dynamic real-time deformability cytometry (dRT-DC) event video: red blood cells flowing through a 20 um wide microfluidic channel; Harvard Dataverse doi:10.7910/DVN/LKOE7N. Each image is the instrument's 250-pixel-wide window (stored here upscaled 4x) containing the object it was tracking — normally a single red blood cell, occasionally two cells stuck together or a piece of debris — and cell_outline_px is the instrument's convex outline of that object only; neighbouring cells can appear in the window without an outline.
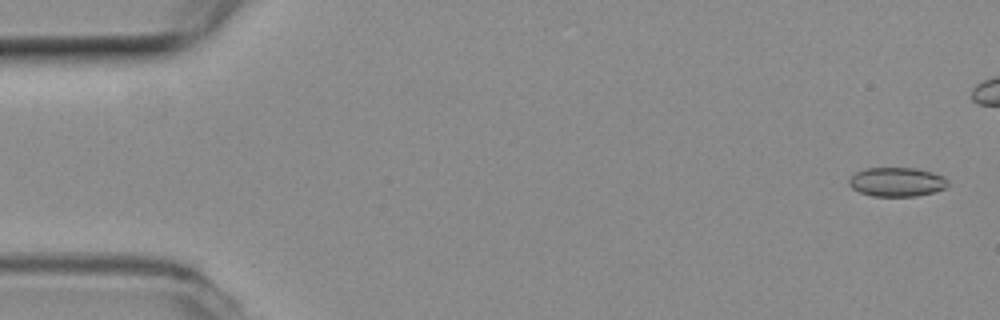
{"species": "common noctule bat (a hibernating species)", "species_latin": "Nyctalus noctula", "temperature_condition": "room temperature", "stored_images_in_passage": 54, "camera_frame_rate_fps": 3000, "um_per_image_px": 0.085, "animal": {"sex": "female", "body_mass_g": 19.3, "forearm_length_mm": 54.1}, "frame": {"image": 1, "passage_image": 2, "time_ms": 0.333, "image_size_px": [1000, 320], "cell_outline_px": [[948, 184], [944, 188], [932, 192], [916, 196], [872, 196], [860, 192], [852, 188], [848, 184], [848, 180], [856, 172], [864, 168], [916, 168], [932, 172], [944, 176], [948, 180]], "centroid_in_image_um": [76.21, 15.46], "position_along_channel_um": 8.8, "area_um2": 16.76}}
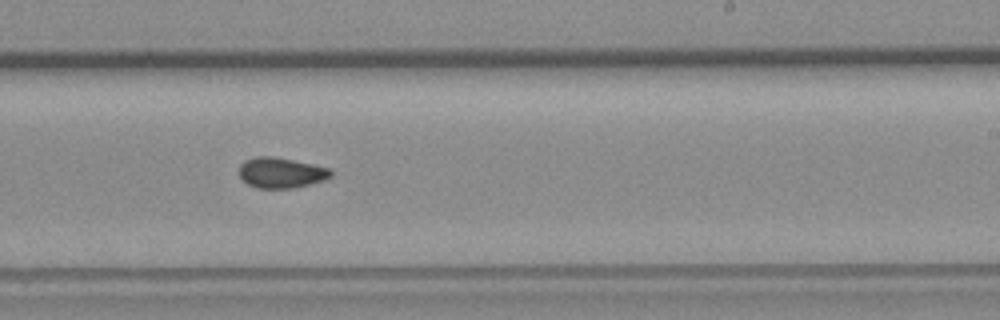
{"frame": {"image": 2, "passage_image": 32, "time_ms": 10.333, "image_size_px": [1000, 320], "cell_outline_px": [[332, 176], [324, 180], [292, 188], [256, 188], [248, 184], [240, 176], [240, 164], [244, 160], [256, 156], [272, 156], [312, 164], [328, 168], [332, 172]], "centroid_in_image_um": [23.87, 14.68], "position_along_channel_um": 265.1, "area_um2": 16.13}}
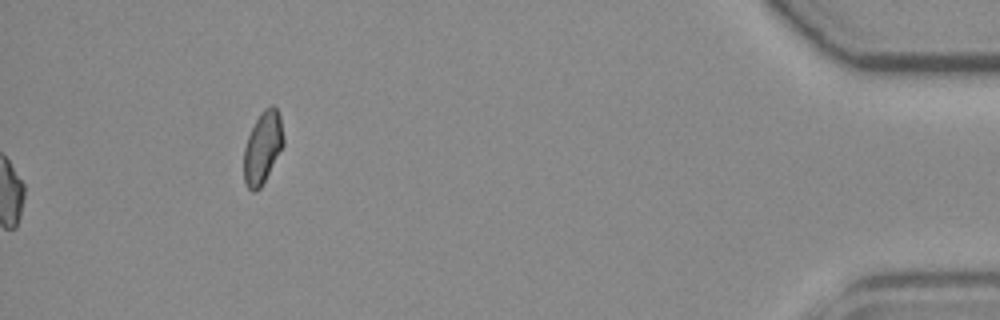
{"frame": {"image": 3, "passage_image": 54, "time_ms": 17.667, "image_size_px": [1000, 320], "cell_outline_px": [[284, 144], [260, 188], [256, 192], [252, 192], [244, 184], [244, 148], [248, 136], [260, 112], [264, 108], [272, 104], [276, 108], [280, 116], [284, 140]], "centroid_in_image_um": [22.32, 12.54], "position_along_channel_um": 412.9, "area_um2": 16.53}, "authors_computed_cell_mechanics": {"area_um2": 16.2129, "velocity_mm_per_s": 3.8827, "shape_relaxation_time_tau1_ms": null, "shape_relaxation_time_tau2_ms": 1.9829, "deformation_change_tau1": null, "deformation_change_tau2": 0.0645}}